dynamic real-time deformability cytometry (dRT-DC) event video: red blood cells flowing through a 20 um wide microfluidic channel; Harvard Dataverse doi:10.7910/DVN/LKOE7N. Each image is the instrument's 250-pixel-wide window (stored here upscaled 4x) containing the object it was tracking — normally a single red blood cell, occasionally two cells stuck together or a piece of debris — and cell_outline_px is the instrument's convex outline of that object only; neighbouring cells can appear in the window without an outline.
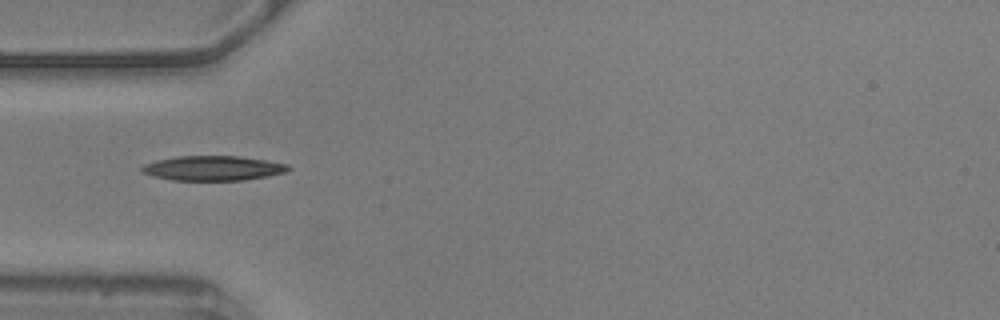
{"species": "common noctule bat (a hibernating species)", "species_latin": "Nyctalus noctula", "temperature_condition": "warm", "stored_images_in_passage": 17, "camera_frame_rate_fps": 3000, "um_per_image_px": 0.085, "animal": {"sex": "male", "body_mass_g": 20.5, "forearm_length_mm": 52.5}, "frame": {"image": 1, "passage_image": 1, "time_ms": 0.0, "image_size_px": [1000, 320], "cell_outline_px": [[292, 168], [288, 172], [268, 176], [244, 180], [172, 180], [140, 172], [140, 168], [144, 164], [156, 160], [180, 156], [240, 156], [288, 164]], "centroid_in_image_um": [18.13, 14.29], "position_along_channel_um": 66.9, "area_um2": 21.1}}
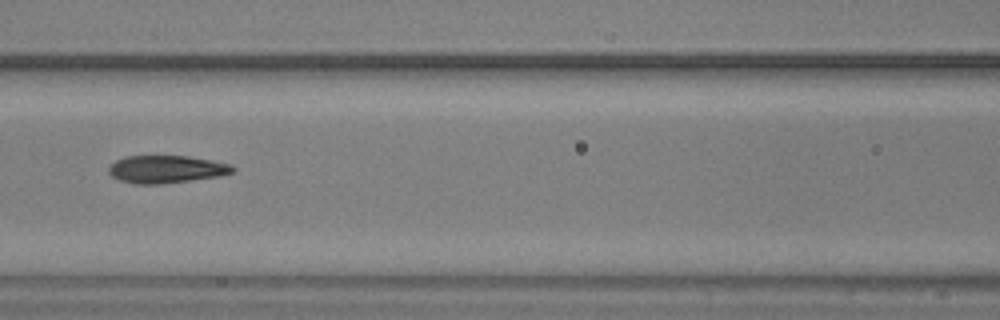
{"frame": {"image": 2, "passage_image": 8, "time_ms": 2.333, "image_size_px": [1000, 320], "cell_outline_px": [[236, 172], [220, 176], [160, 184], [132, 184], [120, 180], [112, 176], [108, 172], [108, 168], [116, 160], [124, 156], [188, 156], [212, 160], [232, 164], [236, 168]], "centroid_in_image_um": [14.17, 14.38], "position_along_channel_um": 152.4, "area_um2": 20.11}}